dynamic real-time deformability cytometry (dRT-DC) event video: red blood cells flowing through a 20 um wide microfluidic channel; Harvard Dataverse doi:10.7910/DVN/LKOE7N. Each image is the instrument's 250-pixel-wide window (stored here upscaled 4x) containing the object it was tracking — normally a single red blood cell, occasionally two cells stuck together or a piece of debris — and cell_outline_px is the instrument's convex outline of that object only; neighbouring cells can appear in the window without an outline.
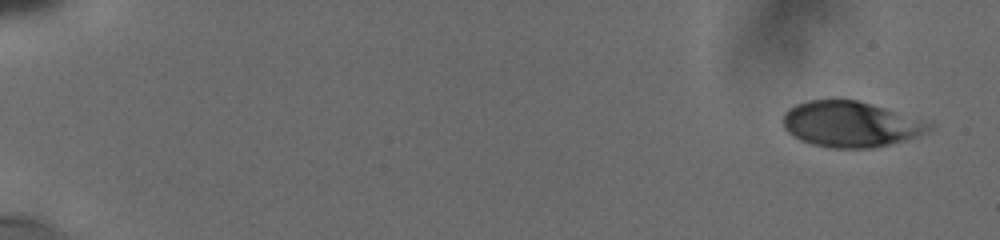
{"species": "human", "species_latin": "Homo sapiens", "temperature_condition": "cold", "stored_images_in_passage": 24, "camera_frame_rate_fps": 3000, "um_per_image_px": 0.085, "donor": {"sex": "male"}, "frame": {"image": 1, "passage_image": 1, "time_ms": 0.0, "image_size_px": [1000, 240], "cell_outline_px": [[932, 128], [916, 136], [904, 140], [872, 148], [832, 148], [812, 144], [800, 140], [788, 132], [784, 128], [784, 112], [788, 108], [796, 104], [808, 100], [856, 100], [872, 104], [932, 124]], "centroid_in_image_um": [72.23, 10.56], "position_along_channel_um": 12.8, "area_um2": 38.21}}
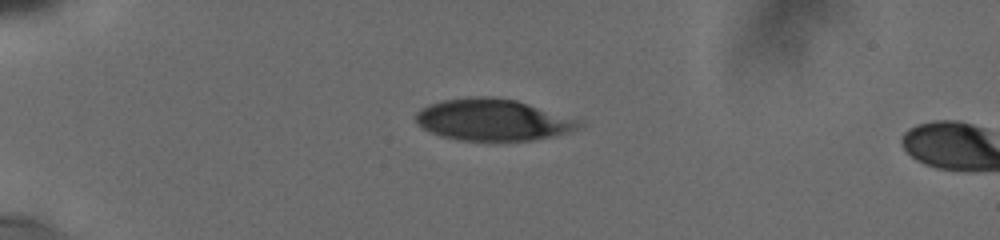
{"frame": {"image": 2, "passage_image": 19, "time_ms": 4.333, "image_size_px": [1000, 240], "cell_outline_px": [[584, 124], [568, 132], [552, 136], [532, 140], [456, 140], [440, 136], [416, 124], [416, 112], [420, 108], [428, 104], [444, 100], [476, 96], [492, 96], [516, 100], [580, 120]], "centroid_in_image_um": [41.85, 10.18], "position_along_channel_um": 43.2, "area_um2": 39.36}}